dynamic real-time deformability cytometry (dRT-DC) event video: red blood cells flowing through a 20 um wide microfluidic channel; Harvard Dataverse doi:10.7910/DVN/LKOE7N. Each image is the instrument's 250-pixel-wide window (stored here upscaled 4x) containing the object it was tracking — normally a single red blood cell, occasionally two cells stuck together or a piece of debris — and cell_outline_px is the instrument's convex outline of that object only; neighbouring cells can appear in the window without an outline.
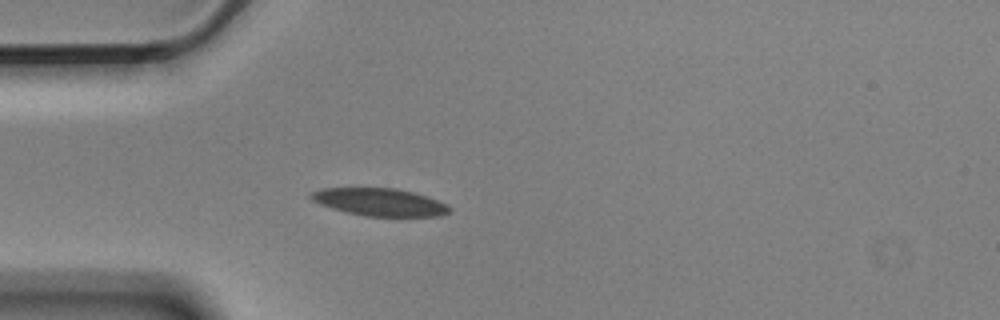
{"species": "Egyptian fruit bat (a non-hibernating species)", "species_latin": "Rousettus aegyptiacus", "temperature_condition": "cold", "stored_images_in_passage": 4, "camera_frame_rate_fps": 3000, "um_per_image_px": 0.085, "animal": {"sex": "male"}, "frame": {"image": 1, "passage_image": 4, "time_ms": 1.0, "image_size_px": [1000, 320], "cell_outline_px": [[452, 208], [448, 212], [440, 216], [364, 216], [332, 208], [320, 204], [312, 200], [308, 196], [312, 192], [320, 188], [396, 188], [428, 196], [448, 204]], "centroid_in_image_um": [32.29, 17.17], "position_along_channel_um": 52.7, "area_um2": 22.25}}